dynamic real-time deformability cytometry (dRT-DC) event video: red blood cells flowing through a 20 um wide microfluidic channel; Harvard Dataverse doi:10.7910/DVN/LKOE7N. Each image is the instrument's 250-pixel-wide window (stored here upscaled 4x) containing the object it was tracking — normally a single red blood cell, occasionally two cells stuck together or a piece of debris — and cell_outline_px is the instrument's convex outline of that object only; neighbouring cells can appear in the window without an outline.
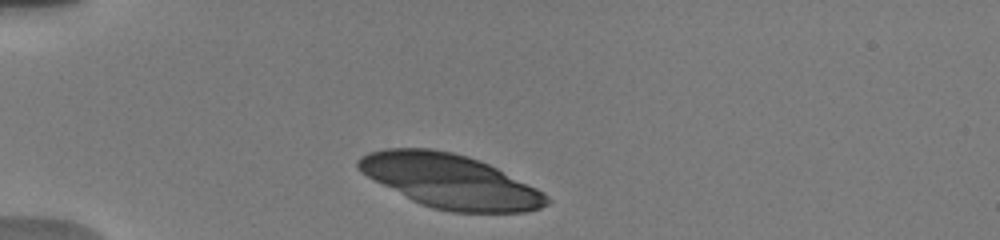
{"species": "human", "species_latin": "Homo sapiens", "temperature_condition": "warm", "stored_images_in_passage": 10, "camera_frame_rate_fps": 3000, "um_per_image_px": 0.085, "donor": {"sex": "male"}, "frame": {"image": 1, "passage_image": 1, "time_ms": 0.0, "image_size_px": [1000, 240], "cell_outline_px": [[552, 200], [548, 204], [540, 208], [524, 212], [452, 212], [432, 208], [420, 204], [412, 200], [360, 172], [356, 168], [356, 160], [360, 156], [368, 152], [384, 148], [432, 148], [452, 152], [468, 156], [480, 160], [544, 192]], "centroid_in_image_um": [38.24, 15.39], "position_along_channel_um": 46.8, "area_um2": 58.96}}